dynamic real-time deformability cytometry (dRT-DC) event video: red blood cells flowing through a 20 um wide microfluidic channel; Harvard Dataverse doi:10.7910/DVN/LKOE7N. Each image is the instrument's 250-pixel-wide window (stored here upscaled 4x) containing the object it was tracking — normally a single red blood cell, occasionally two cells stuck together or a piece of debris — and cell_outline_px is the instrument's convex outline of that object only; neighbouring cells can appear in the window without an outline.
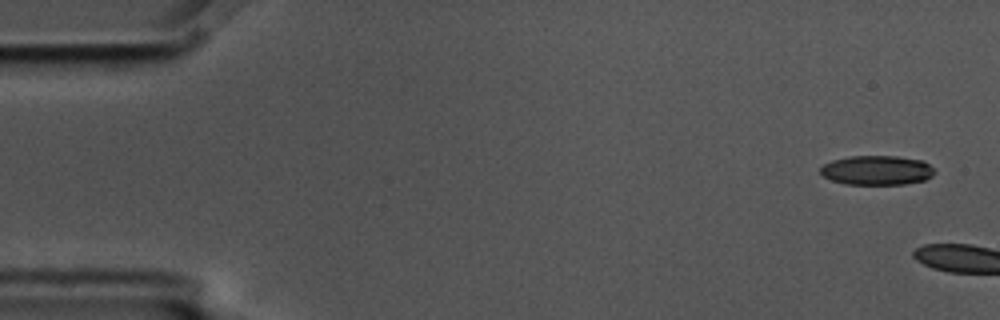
{"species": "common noctule bat (a hibernating species)", "species_latin": "Nyctalus noctula", "temperature_condition": "cold", "stored_images_in_passage": 3, "camera_frame_rate_fps": 3000, "um_per_image_px": 0.085, "animal": {"sex": "male", "body_mass_g": 17.5, "forearm_length_mm": 52.3}, "frame": {"image": 1, "passage_image": 1, "time_ms": 0.0, "image_size_px": [1000, 320], "cell_outline_px": [[936, 172], [932, 176], [924, 180], [904, 184], [844, 184], [832, 180], [824, 176], [820, 172], [820, 168], [824, 164], [832, 160], [848, 156], [896, 156], [924, 160]], "centroid_in_image_um": [74.53, 14.46], "position_along_channel_um": 10.5, "area_um2": 19.59}}